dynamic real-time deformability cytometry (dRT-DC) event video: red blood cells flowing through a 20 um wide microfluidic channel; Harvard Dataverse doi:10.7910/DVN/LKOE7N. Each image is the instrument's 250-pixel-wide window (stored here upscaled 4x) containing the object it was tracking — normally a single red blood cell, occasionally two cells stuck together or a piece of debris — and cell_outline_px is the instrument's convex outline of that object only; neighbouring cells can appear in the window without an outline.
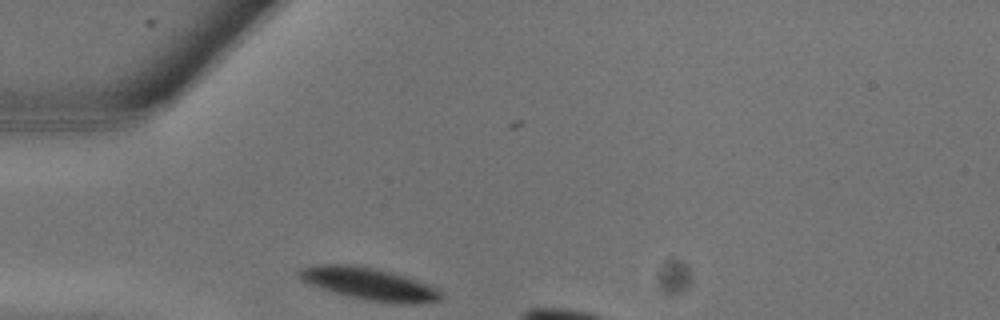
{"species": "common noctule bat (a hibernating species)", "species_latin": "Nyctalus noctula", "temperature_condition": "warm", "stored_images_in_passage": 3, "camera_frame_rate_fps": 3000, "um_per_image_px": 0.085, "animal": {"sex": "male", "body_mass_g": 13.3}, "frame": {"image": 1, "passage_image": 1, "time_ms": 0.0, "image_size_px": [1000, 320], "cell_outline_px": [[444, 296], [440, 300], [420, 304], [400, 304], [368, 300], [348, 296], [320, 288], [300, 280], [296, 276], [296, 272], [300, 268], [316, 264], [344, 264], [376, 268], [392, 272], [416, 280], [436, 288]], "centroid_in_image_um": [31.34, 24.13], "position_along_channel_um": 53.7, "area_um2": 26.76}}